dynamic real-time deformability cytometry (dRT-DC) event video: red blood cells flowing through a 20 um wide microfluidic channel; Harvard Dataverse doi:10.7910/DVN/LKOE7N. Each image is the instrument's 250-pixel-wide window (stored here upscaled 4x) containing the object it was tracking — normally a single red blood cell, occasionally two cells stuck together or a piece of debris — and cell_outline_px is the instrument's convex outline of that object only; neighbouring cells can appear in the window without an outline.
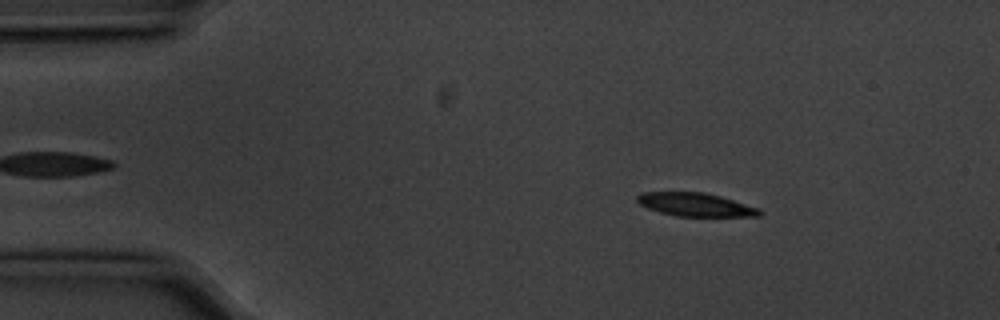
{"species": "common noctule bat (a hibernating species)", "species_latin": "Nyctalus noctula", "temperature_condition": "cold", "stored_images_in_passage": 4, "camera_frame_rate_fps": 3000, "um_per_image_px": 0.085, "animal": {"sex": "male", "body_mass_g": 20.1, "forearm_length_mm": 53.5}, "frame": {"image": 1, "passage_image": 2, "time_ms": 0.333, "image_size_px": [1000, 320], "cell_outline_px": [[764, 212], [760, 216], [676, 216], [660, 212], [648, 208], [640, 204], [636, 200], [636, 196], [640, 192], [704, 192], [720, 196], [760, 208]], "centroid_in_image_um": [59.13, 17.39], "position_along_channel_um": 25.9, "area_um2": 16.7}}
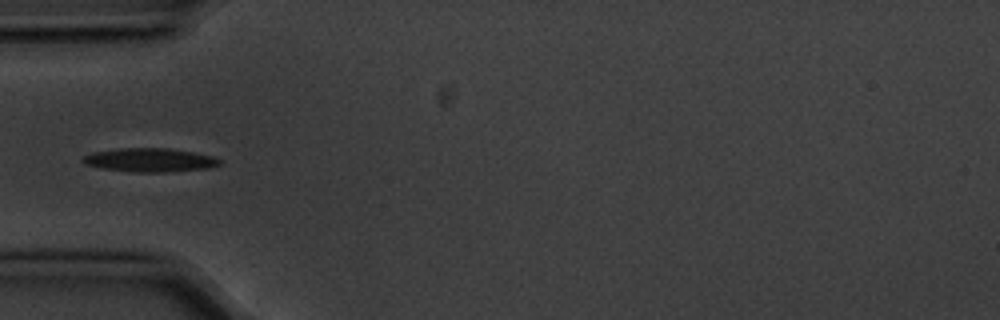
{"frame": {"image": 2, "passage_image": 4, "time_ms": 1.0, "image_size_px": [1000, 320], "cell_outline_px": [[220, 164], [208, 168], [164, 172], [136, 172], [100, 168], [84, 164], [80, 160], [84, 156], [92, 152], [120, 148], [168, 148], [192, 152], [212, 156], [220, 160]], "centroid_in_image_um": [12.68, 13.6], "position_along_channel_um": 72.3, "area_um2": 18.79}}